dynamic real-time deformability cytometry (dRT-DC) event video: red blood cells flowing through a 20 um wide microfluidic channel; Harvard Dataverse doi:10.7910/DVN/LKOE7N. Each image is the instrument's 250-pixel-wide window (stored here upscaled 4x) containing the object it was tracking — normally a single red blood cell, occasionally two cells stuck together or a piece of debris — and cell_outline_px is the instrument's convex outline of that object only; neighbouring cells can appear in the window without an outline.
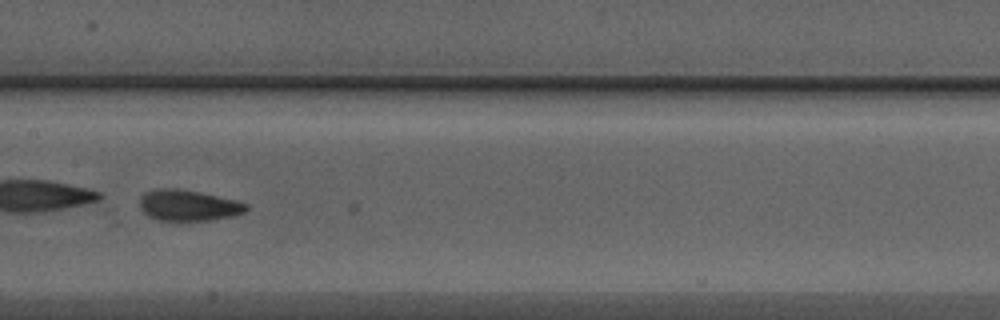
{"species": "Egyptian fruit bat (a non-hibernating species)", "species_latin": "Rousettus aegyptiacus", "temperature_condition": "warm", "stored_images_in_passage": 30, "camera_frame_rate_fps": 3000, "um_per_image_px": 0.085, "animal": {"sex": "male"}, "frame": {"image": 1, "passage_image": 14, "time_ms": 4.333, "image_size_px": [1000, 320], "cell_outline_px": [[248, 208], [244, 212], [232, 216], [208, 220], [160, 220], [148, 216], [140, 208], [140, 196], [144, 192], [156, 188], [176, 188], [200, 192], [248, 204]], "centroid_in_image_um": [15.95, 17.44], "position_along_channel_um": 191.5, "area_um2": 19.02}}
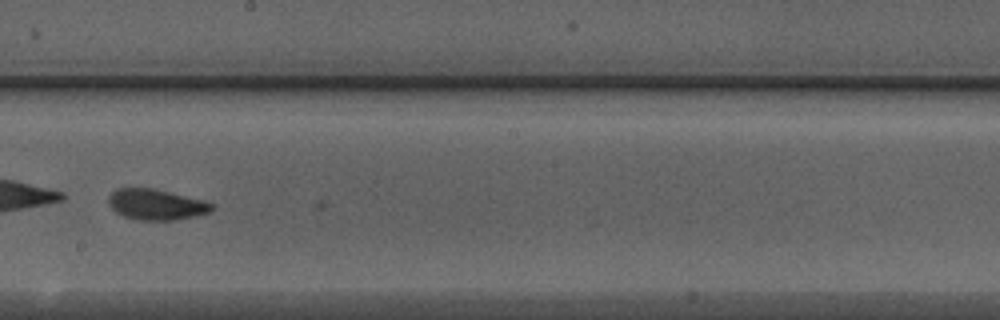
{"frame": {"image": 2, "passage_image": 17, "time_ms": 5.333, "image_size_px": [1000, 320], "cell_outline_px": [[216, 208], [212, 212], [172, 220], [136, 220], [124, 216], [116, 212], [112, 208], [108, 200], [108, 196], [116, 188], [152, 188], [204, 200], [212, 204]], "centroid_in_image_um": [13.28, 17.38], "position_along_channel_um": 234.9, "area_um2": 18.44}}